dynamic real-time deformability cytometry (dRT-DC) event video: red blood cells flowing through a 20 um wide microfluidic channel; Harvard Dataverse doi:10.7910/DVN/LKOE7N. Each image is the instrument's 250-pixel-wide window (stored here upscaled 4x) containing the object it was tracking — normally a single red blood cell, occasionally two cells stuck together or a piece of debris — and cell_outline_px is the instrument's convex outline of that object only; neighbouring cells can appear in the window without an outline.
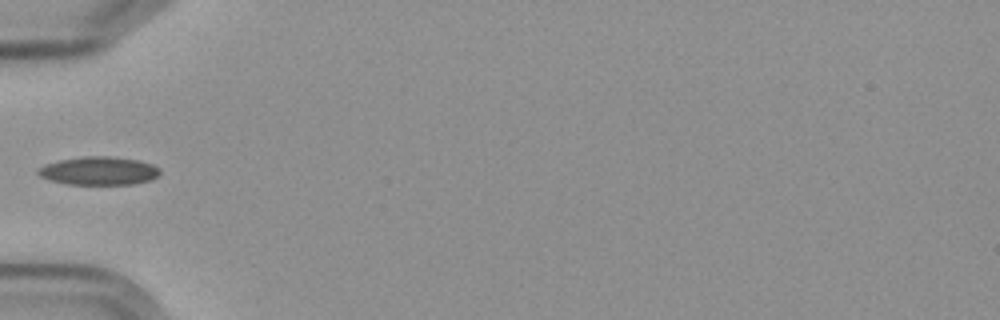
{"species": "Egyptian fruit bat (a non-hibernating species)", "species_latin": "Rousettus aegyptiacus", "temperature_condition": "cold", "stored_images_in_passage": 6, "camera_frame_rate_fps": 3000, "um_per_image_px": 0.085, "frame": {"image": 1, "passage_image": 5, "time_ms": 4.667, "image_size_px": [1000, 320], "cell_outline_px": [[160, 172], [152, 180], [136, 184], [68, 184], [52, 180], [40, 176], [36, 172], [36, 168], [44, 164], [60, 160], [84, 156], [108, 156], [140, 160], [152, 164], [160, 168]], "centroid_in_image_um": [8.41, 14.51], "position_along_channel_um": 76.6, "area_um2": 20.17}}
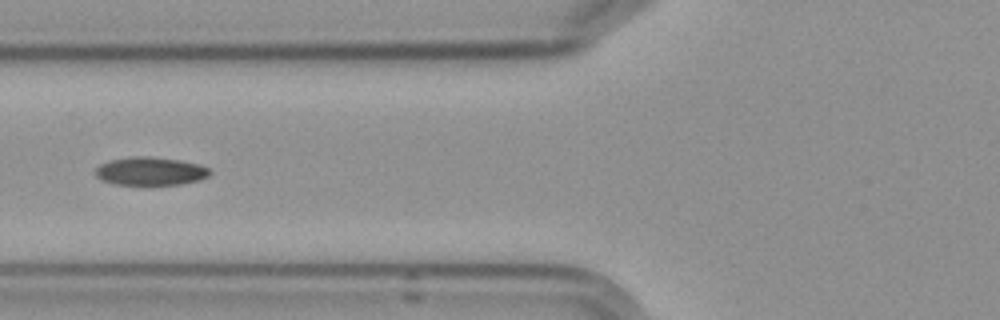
{"frame": {"image": 2, "passage_image": 6, "time_ms": 5.667, "image_size_px": [1000, 320], "cell_outline_px": [[212, 172], [208, 176], [200, 180], [180, 184], [116, 184], [100, 180], [96, 176], [96, 168], [100, 164], [108, 160], [132, 156], [152, 156], [180, 160], [200, 164], [208, 168]], "centroid_in_image_um": [12.78, 14.53], "position_along_channel_um": 113.0, "area_um2": 18.9}}